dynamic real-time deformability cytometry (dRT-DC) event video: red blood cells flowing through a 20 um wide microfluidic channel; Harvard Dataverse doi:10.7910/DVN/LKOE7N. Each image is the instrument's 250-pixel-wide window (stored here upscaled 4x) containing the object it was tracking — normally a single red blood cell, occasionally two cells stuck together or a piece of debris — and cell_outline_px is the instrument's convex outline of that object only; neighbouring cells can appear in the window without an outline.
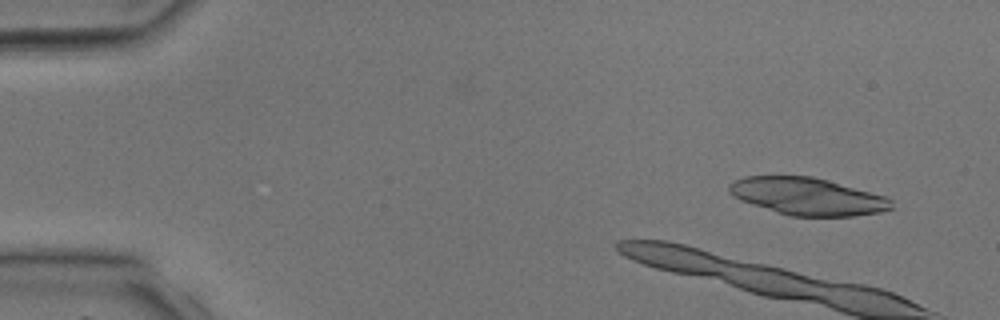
{"species": "common noctule bat (a hibernating species)", "species_latin": "Nyctalus noctula", "temperature_condition": "room temperature", "stored_images_in_passage": 8, "camera_frame_rate_fps": 3000, "um_per_image_px": 0.085, "animal": {"sex": "male", "body_mass_g": 17.9, "forearm_length_mm": 54.2}, "frame": {"image": 1, "passage_image": 3, "time_ms": 0.667, "image_size_px": [1000, 320], "cell_outline_px": [[892, 208], [880, 212], [852, 216], [792, 216], [752, 204], [740, 200], [732, 196], [728, 192], [728, 184], [744, 176], [812, 176], [828, 180], [884, 196], [892, 200]], "centroid_in_image_um": [68.6, 16.69], "position_along_channel_um": 16.4, "area_um2": 35.03}}